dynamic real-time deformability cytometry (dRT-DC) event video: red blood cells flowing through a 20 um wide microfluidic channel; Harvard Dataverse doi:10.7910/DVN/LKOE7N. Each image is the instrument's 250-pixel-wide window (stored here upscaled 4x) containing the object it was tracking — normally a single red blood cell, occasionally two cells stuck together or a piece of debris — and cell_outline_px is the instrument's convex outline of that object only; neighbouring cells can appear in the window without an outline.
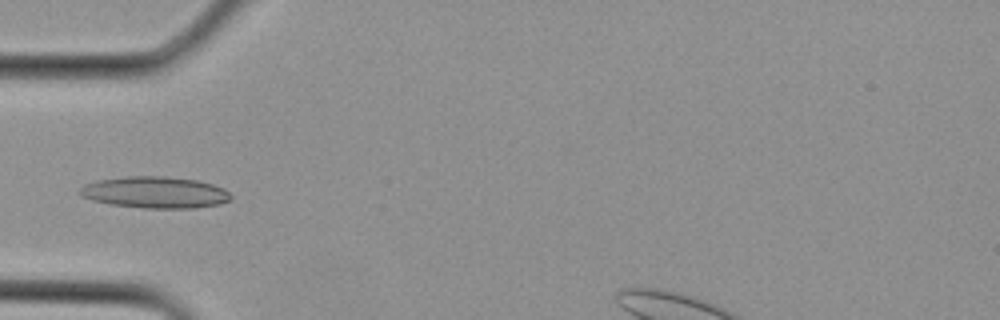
{"species": "Egyptian fruit bat (a non-hibernating species)", "species_latin": "Rousettus aegyptiacus", "temperature_condition": "cold", "stored_images_in_passage": 3, "camera_frame_rate_fps": 3000, "um_per_image_px": 0.085, "animal": {"sex": "female"}, "frame": {"image": 1, "passage_image": 2, "time_ms": 0.333, "image_size_px": [1000, 320], "cell_outline_px": [[232, 200], [220, 204], [192, 208], [144, 208], [108, 204], [92, 200], [80, 196], [80, 188], [84, 184], [96, 180], [124, 176], [164, 176], [196, 180], [212, 184], [224, 188], [232, 196]], "centroid_in_image_um": [13.16, 16.35], "position_along_channel_um": 71.8, "area_um2": 27.98}}